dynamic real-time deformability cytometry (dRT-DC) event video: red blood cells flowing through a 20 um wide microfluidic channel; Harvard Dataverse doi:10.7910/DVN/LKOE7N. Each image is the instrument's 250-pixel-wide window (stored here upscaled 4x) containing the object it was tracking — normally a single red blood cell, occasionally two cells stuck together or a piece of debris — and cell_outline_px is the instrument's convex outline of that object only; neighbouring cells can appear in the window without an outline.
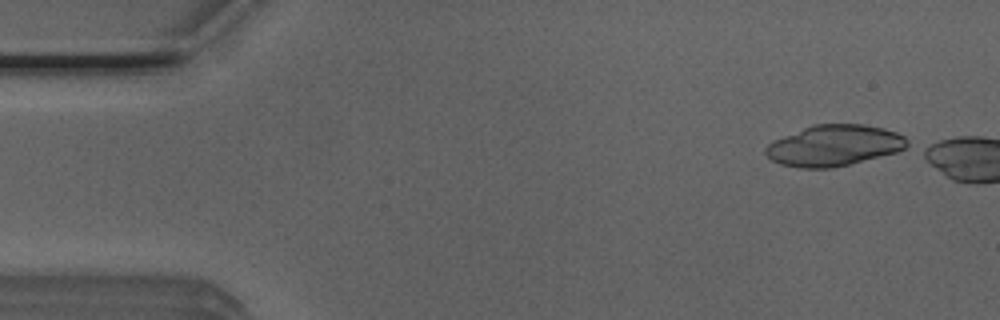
{"species": "Egyptian fruit bat (a non-hibernating species)", "species_latin": "Rousettus aegyptiacus", "temperature_condition": "room temperature", "stored_images_in_passage": 4, "camera_frame_rate_fps": 3000, "um_per_image_px": 0.085, "animal": {"sex": "male"}, "frame": {"image": 1, "passage_image": 1, "time_ms": 0.0, "image_size_px": [1000, 320], "cell_outline_px": [[908, 144], [904, 148], [896, 152], [832, 168], [800, 168], [780, 164], [772, 160], [764, 152], [764, 148], [772, 140], [812, 124], [864, 124], [884, 128], [896, 132], [904, 136], [908, 140]], "centroid_in_image_um": [70.86, 12.36], "position_along_channel_um": 14.1, "area_um2": 33.81}}